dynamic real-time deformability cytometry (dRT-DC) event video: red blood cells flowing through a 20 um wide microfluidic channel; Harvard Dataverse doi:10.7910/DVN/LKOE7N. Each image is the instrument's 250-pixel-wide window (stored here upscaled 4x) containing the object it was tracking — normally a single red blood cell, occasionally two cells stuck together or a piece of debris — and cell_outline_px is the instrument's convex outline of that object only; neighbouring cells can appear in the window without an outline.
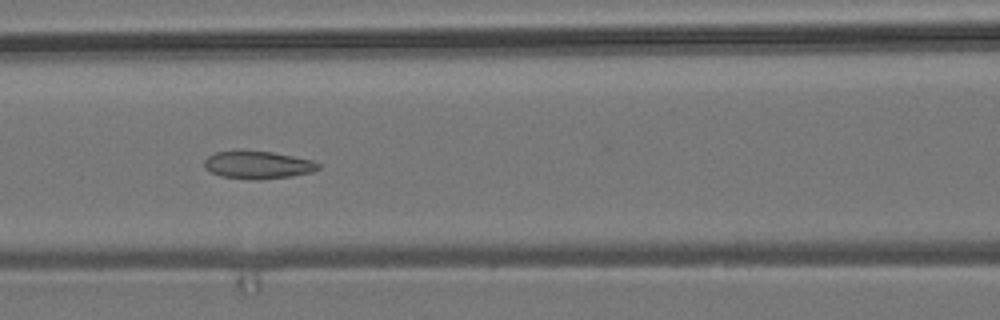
{"species": "common noctule bat (a hibernating species)", "species_latin": "Nyctalus noctula", "temperature_condition": "room temperature", "stored_images_in_passage": 9, "camera_frame_rate_fps": 3000, "um_per_image_px": 0.085, "animal": {"sex": "male", "body_mass_g": 19.2, "forearm_length_mm": 51.8}, "frame": {"image": 1, "passage_image": 6, "time_ms": 1.667, "image_size_px": [1000, 320], "cell_outline_px": [[320, 168], [312, 172], [292, 176], [220, 176], [204, 168], [204, 160], [208, 156], [216, 152], [272, 152], [312, 160], [320, 164]], "centroid_in_image_um": [21.94, 13.98], "position_along_channel_um": 144.7, "area_um2": 16.99}}
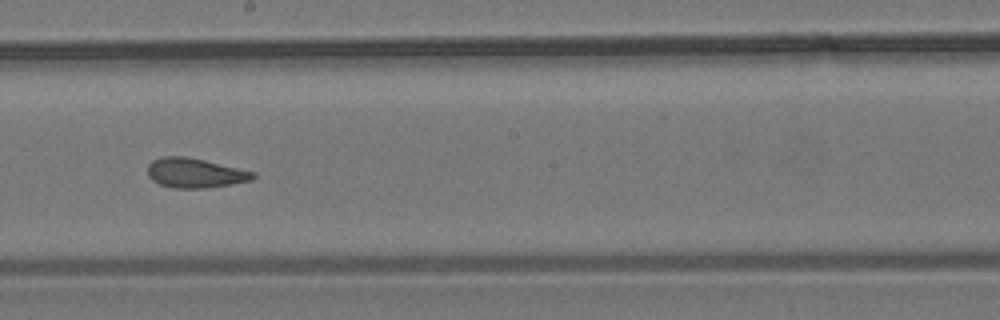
{"frame": {"image": 2, "passage_image": 8, "time_ms": 2.333, "image_size_px": [1000, 320], "cell_outline_px": [[256, 176], [252, 180], [232, 184], [204, 188], [172, 188], [160, 184], [152, 180], [148, 176], [148, 164], [152, 160], [164, 156], [184, 156], [204, 160], [256, 172]], "centroid_in_image_um": [16.57, 14.7], "position_along_channel_um": 231.6, "area_um2": 18.21}}
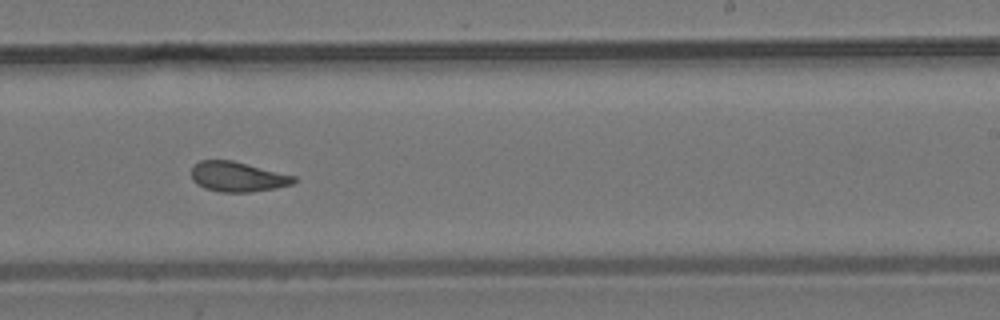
{"frame": {"image": 3, "passage_image": 9, "time_ms": 2.667, "image_size_px": [1000, 320], "cell_outline_px": [[296, 180], [292, 184], [276, 188], [248, 192], [220, 192], [204, 188], [196, 184], [192, 180], [192, 168], [200, 160], [232, 160], [296, 176]], "centroid_in_image_um": [20.19, 15.02], "position_along_channel_um": 268.8, "area_um2": 17.86}}